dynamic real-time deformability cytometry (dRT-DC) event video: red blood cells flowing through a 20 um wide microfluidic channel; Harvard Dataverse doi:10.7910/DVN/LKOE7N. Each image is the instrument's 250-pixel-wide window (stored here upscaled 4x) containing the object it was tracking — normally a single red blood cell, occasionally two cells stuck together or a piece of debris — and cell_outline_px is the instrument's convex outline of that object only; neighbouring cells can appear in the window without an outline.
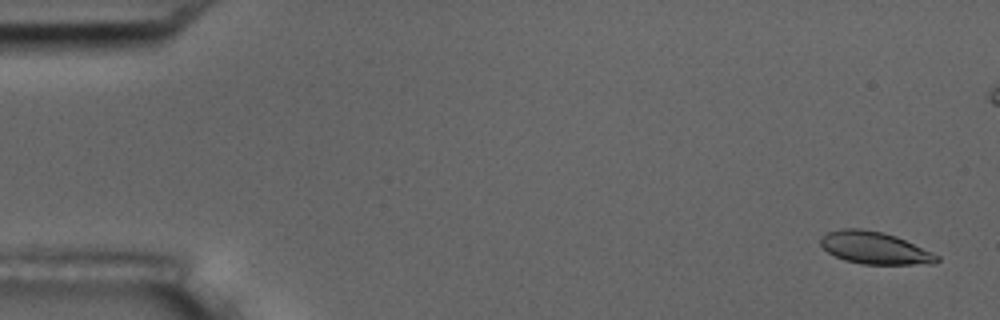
{"species": "common noctule bat (a hibernating species)", "species_latin": "Nyctalus noctula", "temperature_condition": "room temperature", "stored_images_in_passage": 6, "camera_frame_rate_fps": 3000, "um_per_image_px": 0.085, "animal": {"sex": "male", "body_mass_g": 17.5, "forearm_length_mm": 52.3}, "frame": {"image": 1, "passage_image": 1, "time_ms": 0.0, "image_size_px": [1000, 320], "cell_outline_px": [[940, 260], [936, 264], [860, 264], [844, 260], [828, 252], [820, 244], [820, 236], [828, 232], [844, 228], [860, 228], [884, 232], [896, 236], [932, 252], [940, 256]], "centroid_in_image_um": [74.36, 21.07], "position_along_channel_um": 10.6, "area_um2": 21.96}}